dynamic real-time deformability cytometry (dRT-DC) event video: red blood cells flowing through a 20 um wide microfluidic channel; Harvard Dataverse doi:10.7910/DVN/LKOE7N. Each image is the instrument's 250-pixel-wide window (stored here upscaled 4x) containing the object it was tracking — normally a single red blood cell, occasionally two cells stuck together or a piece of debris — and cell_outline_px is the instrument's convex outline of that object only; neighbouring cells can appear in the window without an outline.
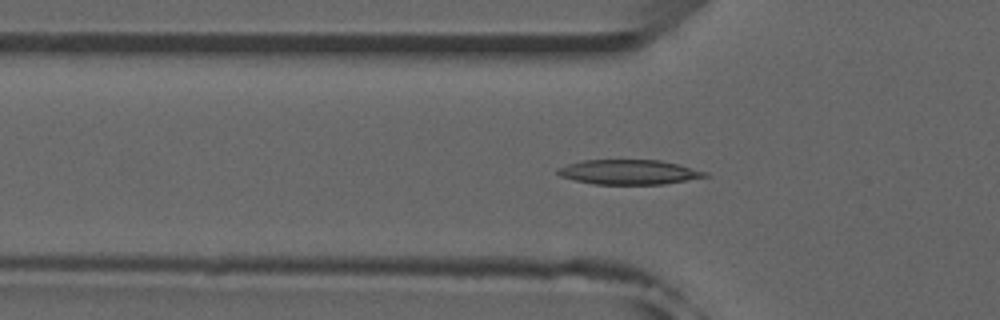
{"species": "common noctule bat (a hibernating species)", "species_latin": "Nyctalus noctula", "temperature_condition": "room temperature", "stored_images_in_passage": 52, "camera_frame_rate_fps": 3000, "um_per_image_px": 0.085, "animal": {"sex": "male", "forearm_length_mm": 52.5}, "frame": {"image": 1, "passage_image": 16, "time_ms": 5.0, "image_size_px": [1000, 320], "cell_outline_px": [[708, 176], [664, 184], [596, 184], [576, 180], [560, 176], [556, 172], [556, 168], [568, 164], [584, 160], [660, 160], [708, 172]], "centroid_in_image_um": [53.43, 14.62], "position_along_channel_um": 72.4, "area_um2": 20.98}}
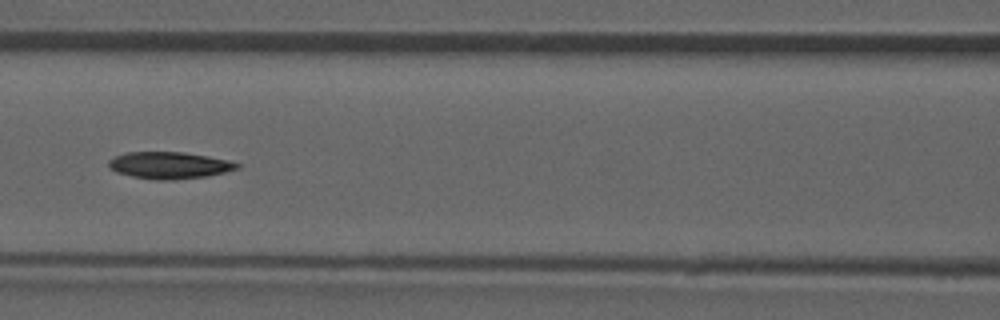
{"frame": {"image": 2, "passage_image": 22, "time_ms": 7.0, "image_size_px": [1000, 320], "cell_outline_px": [[240, 168], [208, 176], [176, 180], [156, 180], [132, 176], [116, 172], [108, 168], [108, 160], [116, 156], [128, 152], [184, 152], [208, 156], [228, 160], [240, 164]], "centroid_in_image_um": [14.39, 14.05], "position_along_channel_um": 152.2, "area_um2": 20.17}}
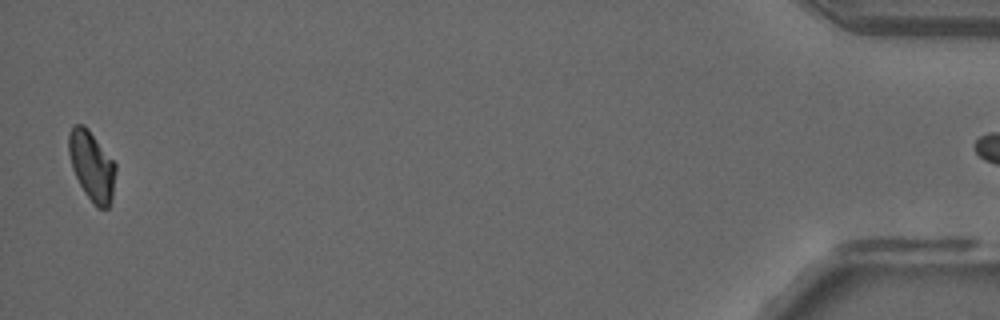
{"frame": {"image": 3, "passage_image": 50, "time_ms": 16.333, "image_size_px": [1000, 320], "cell_outline_px": [[116, 172], [112, 200], [108, 208], [96, 208], [84, 192], [72, 168], [68, 152], [68, 132], [76, 124], [84, 124], [88, 128], [116, 164]], "centroid_in_image_um": [7.81, 14.11], "position_along_channel_um": 427.4, "area_um2": 19.13}, "authors_computed_cell_mechanics": {"area_um2": 20.3456, "velocity_mm_per_s": 3.9583, "shape_relaxation_time_tau1_ms": 8.819, "shape_relaxation_time_tau2_ms": null, "deformation_change_tau1": 0.2087, "deformation_change_tau2": null}}